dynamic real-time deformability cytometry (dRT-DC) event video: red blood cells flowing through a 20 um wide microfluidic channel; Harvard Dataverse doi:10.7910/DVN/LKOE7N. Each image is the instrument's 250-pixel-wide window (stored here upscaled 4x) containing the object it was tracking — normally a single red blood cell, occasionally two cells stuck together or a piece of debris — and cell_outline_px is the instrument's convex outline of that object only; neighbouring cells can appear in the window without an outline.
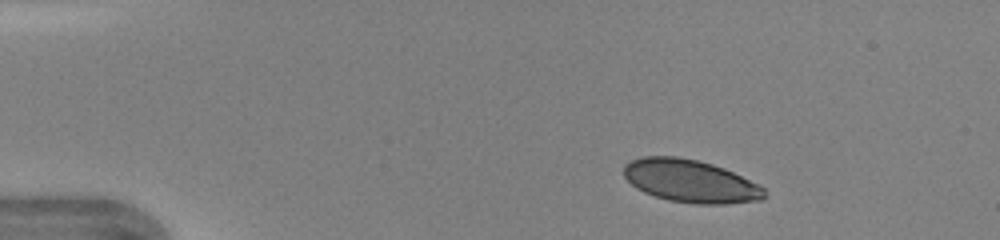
{"species": "human", "species_latin": "Homo sapiens", "temperature_condition": "warm", "stored_images_in_passage": 40, "camera_frame_rate_fps": 3000, "um_per_image_px": 0.085, "donor": {"sex": "female"}, "frame": {"image": 1, "passage_image": 1, "time_ms": 0.0, "image_size_px": [1000, 240], "cell_outline_px": [[768, 196], [760, 200], [724, 204], [696, 204], [668, 200], [644, 192], [636, 188], [624, 176], [624, 164], [632, 160], [644, 156], [676, 156], [696, 160], [712, 164], [724, 168], [764, 188]], "centroid_in_image_um": [58.67, 15.4], "position_along_channel_um": 26.3, "area_um2": 34.8}}
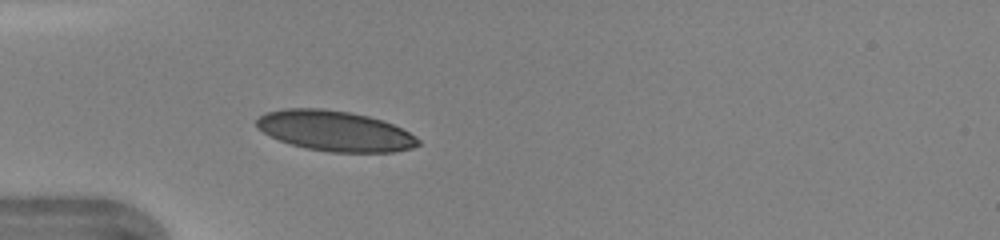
{"frame": {"image": 2, "passage_image": 8, "time_ms": 2.333, "image_size_px": [1000, 240], "cell_outline_px": [[420, 144], [412, 148], [396, 152], [332, 152], [304, 148], [280, 140], [256, 128], [256, 120], [264, 112], [284, 108], [320, 108], [352, 112], [368, 116], [392, 124], [416, 136], [420, 140]], "centroid_in_image_um": [28.46, 11.12], "position_along_channel_um": 56.5, "area_um2": 37.97}}
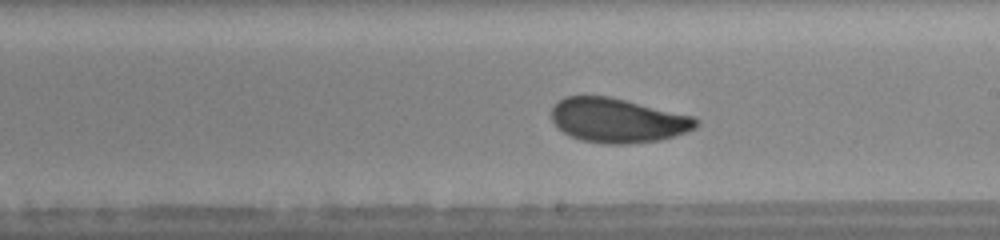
{"frame": {"image": 3, "passage_image": 21, "time_ms": 6.667, "image_size_px": [1000, 240], "cell_outline_px": [[700, 124], [696, 128], [688, 132], [660, 140], [628, 144], [608, 144], [580, 140], [564, 132], [552, 120], [552, 108], [564, 96], [608, 96], [692, 116], [700, 120]], "centroid_in_image_um": [52.54, 10.24], "position_along_channel_um": 236.5, "area_um2": 37.17}, "authors_computed_cell_mechanics": {"area_um2": 36.8764, "velocity_mm_per_s": 4.3513, "shape_relaxation_time_tau1_ms": 2.6939, "shape_relaxation_time_tau2_ms": 0.7809, "deformation_change_tau1": 0.0979, "deformation_change_tau2": 0.0621}}